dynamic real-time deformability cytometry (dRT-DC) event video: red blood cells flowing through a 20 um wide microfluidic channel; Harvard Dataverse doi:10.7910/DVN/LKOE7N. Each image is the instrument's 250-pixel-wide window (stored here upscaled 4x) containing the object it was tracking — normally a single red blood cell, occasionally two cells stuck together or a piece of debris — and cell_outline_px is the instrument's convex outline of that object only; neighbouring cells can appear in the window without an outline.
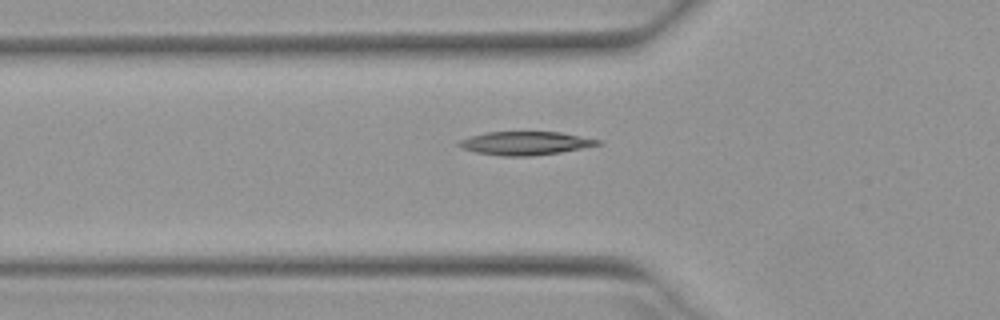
{"species": "Egyptian fruit bat (a non-hibernating species)", "species_latin": "Rousettus aegyptiacus", "temperature_condition": "warm", "stored_images_in_passage": 21, "camera_frame_rate_fps": 3000, "um_per_image_px": 0.085, "animal": {"sex": "female"}, "frame": {"image": 1, "passage_image": 6, "time_ms": 1.667, "image_size_px": [1000, 320], "cell_outline_px": [[604, 144], [560, 152], [528, 156], [500, 156], [476, 152], [460, 148], [456, 144], [460, 140], [484, 132], [560, 132], [604, 140]], "centroid_in_image_um": [44.69, 12.17], "position_along_channel_um": 81.1, "area_um2": 19.07}}
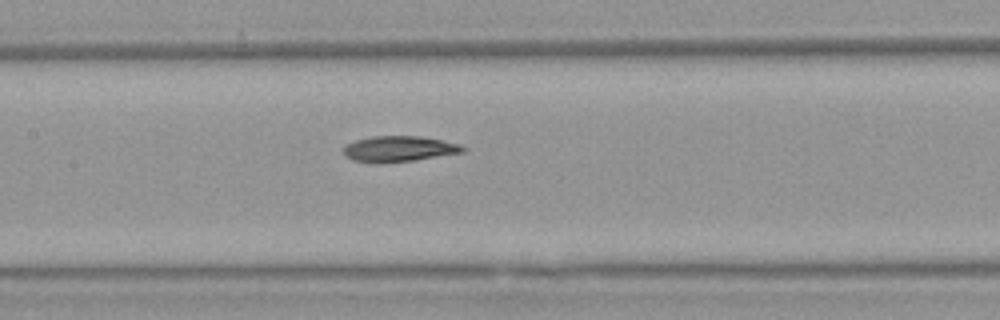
{"frame": {"image": 2, "passage_image": 13, "time_ms": 4.0, "image_size_px": [1000, 320], "cell_outline_px": [[468, 148], [464, 152], [416, 160], [384, 164], [372, 164], [352, 160], [344, 156], [340, 148], [344, 144], [356, 140], [372, 136], [420, 136], [460, 144]], "centroid_in_image_um": [33.83, 12.68], "position_along_channel_um": 173.6, "area_um2": 18.5}}
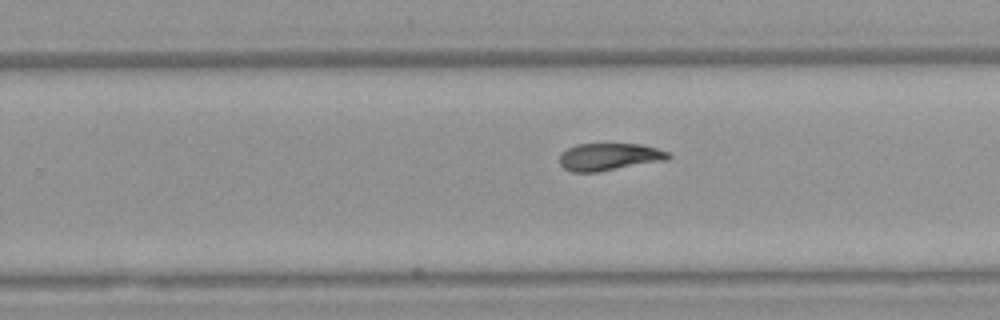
{"frame": {"image": 3, "passage_image": 21, "time_ms": 6.667, "image_size_px": [1000, 320], "cell_outline_px": [[672, 156], [668, 160], [600, 172], [572, 172], [564, 168], [560, 164], [560, 156], [568, 148], [576, 144], [640, 144], [656, 148], [668, 152]], "centroid_in_image_um": [51.81, 13.34], "position_along_channel_um": 278.0, "area_um2": 17.4}}